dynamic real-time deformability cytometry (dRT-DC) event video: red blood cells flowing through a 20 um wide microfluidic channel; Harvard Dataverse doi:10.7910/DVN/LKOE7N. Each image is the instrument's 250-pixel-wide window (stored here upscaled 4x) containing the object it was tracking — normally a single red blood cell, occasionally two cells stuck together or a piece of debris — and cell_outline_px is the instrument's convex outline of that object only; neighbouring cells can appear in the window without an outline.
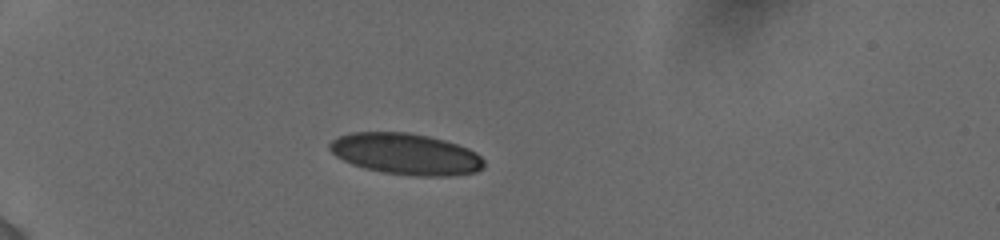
{"species": "human", "species_latin": "Homo sapiens", "temperature_condition": "cold", "stored_images_in_passage": 24, "camera_frame_rate_fps": 3000, "um_per_image_px": 0.085, "donor": {"sex": "female"}, "frame": {"image": 1, "passage_image": 20, "time_ms": 4.667, "image_size_px": [1000, 240], "cell_outline_px": [[484, 168], [476, 172], [448, 176], [416, 176], [384, 172], [364, 168], [352, 164], [336, 156], [328, 148], [328, 144], [336, 136], [352, 132], [408, 132], [428, 136], [444, 140], [468, 148], [476, 152], [484, 160]], "centroid_in_image_um": [34.49, 13.08], "position_along_channel_um": 50.5, "area_um2": 37.22}}
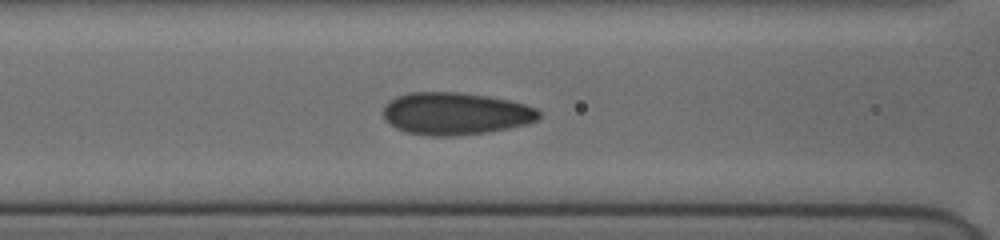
{"frame": {"image": 2, "passage_image": 24, "time_ms": 7.667, "image_size_px": [1000, 240], "cell_outline_px": [[540, 116], [536, 120], [528, 124], [508, 128], [484, 132], [452, 136], [428, 136], [404, 132], [388, 124], [384, 120], [384, 104], [388, 100], [396, 96], [408, 92], [460, 92], [488, 96], [508, 100], [524, 104], [536, 108], [540, 112]], "centroid_in_image_um": [38.66, 9.65], "position_along_channel_um": 127.9, "area_um2": 38.67}}